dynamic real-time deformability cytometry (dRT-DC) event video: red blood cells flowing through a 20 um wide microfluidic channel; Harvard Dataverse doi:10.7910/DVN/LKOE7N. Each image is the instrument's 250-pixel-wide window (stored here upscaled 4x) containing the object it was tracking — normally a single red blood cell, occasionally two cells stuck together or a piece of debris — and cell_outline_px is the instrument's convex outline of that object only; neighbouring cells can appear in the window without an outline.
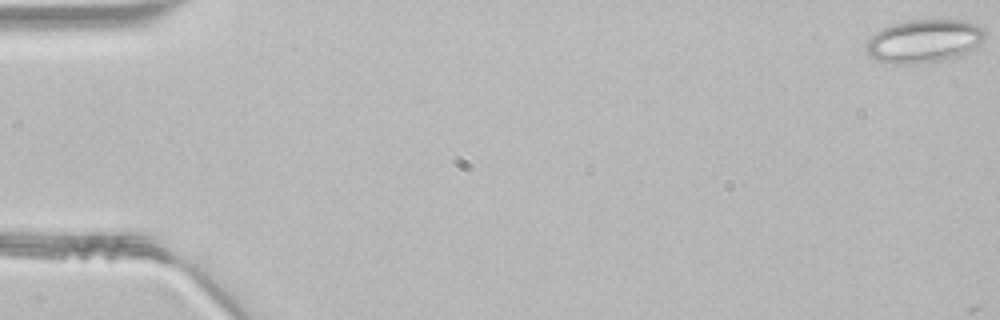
{"species": "common noctule bat (a hibernating species)", "species_latin": "Nyctalus noctula", "temperature_condition": "room temperature", "stored_images_in_passage": 4, "camera_frame_rate_fps": 3000, "um_per_image_px": 0.085, "animal": {"sex": "male", "body_mass_g": 21.5, "forearm_length_mm": 52.0}, "frame": {"image": 1, "passage_image": 1, "time_ms": 0.0, "image_size_px": [1000, 320], "cell_outline_px": [[984, 36], [980, 44], [976, 48], [960, 56], [916, 64], [896, 64], [876, 60], [868, 56], [864, 48], [868, 40], [876, 32], [892, 24], [904, 20], [968, 20], [984, 28]], "centroid_in_image_um": [78.54, 3.49], "position_along_channel_um": 6.5, "area_um2": 30.11}}